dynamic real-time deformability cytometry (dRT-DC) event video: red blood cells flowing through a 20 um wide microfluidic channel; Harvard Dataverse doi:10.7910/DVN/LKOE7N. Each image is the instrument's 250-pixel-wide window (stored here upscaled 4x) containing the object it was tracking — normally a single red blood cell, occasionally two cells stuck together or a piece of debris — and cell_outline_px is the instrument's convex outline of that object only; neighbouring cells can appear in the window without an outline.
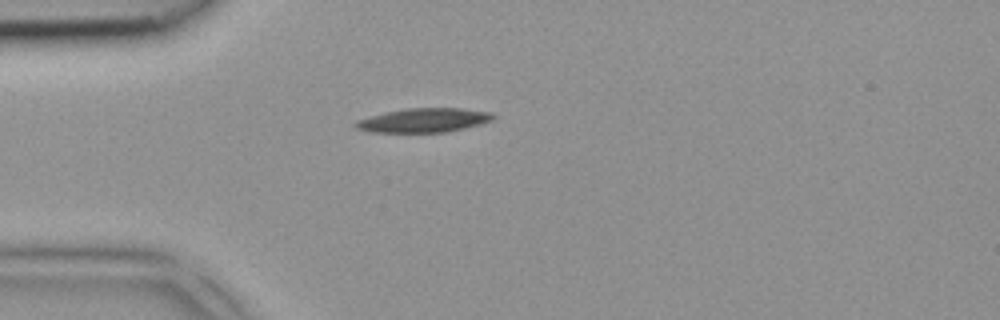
{"species": "common noctule bat (a hibernating species)", "species_latin": "Nyctalus noctula", "temperature_condition": "room temperature", "stored_images_in_passage": 1, "camera_frame_rate_fps": 3000, "um_per_image_px": 0.085, "animal": {"sex": "female", "body_mass_g": 18.4}, "frame": {"image": 1, "passage_image": 1, "time_ms": 0.0, "image_size_px": [1000, 320], "cell_outline_px": [[496, 116], [492, 120], [480, 124], [464, 128], [444, 132], [372, 132], [356, 128], [352, 124], [356, 120], [388, 112], [408, 108], [460, 108], [492, 112]], "centroid_in_image_um": [36.04, 10.22], "position_along_channel_um": 49.0, "area_um2": 19.13}}